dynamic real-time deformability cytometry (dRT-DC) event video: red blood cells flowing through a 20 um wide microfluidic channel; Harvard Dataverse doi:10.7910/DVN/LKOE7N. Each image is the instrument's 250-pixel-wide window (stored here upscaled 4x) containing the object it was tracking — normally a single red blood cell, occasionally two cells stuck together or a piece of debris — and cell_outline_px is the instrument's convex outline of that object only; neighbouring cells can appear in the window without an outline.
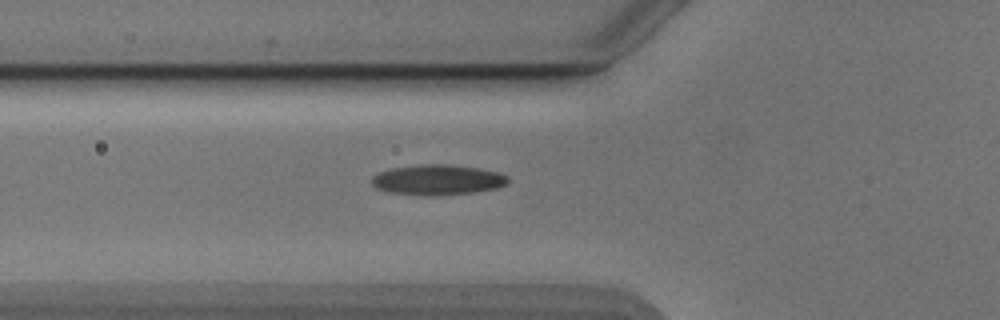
{"species": "Egyptian fruit bat (a non-hibernating species)", "species_latin": "Rousettus aegyptiacus", "temperature_condition": "cold", "stored_images_in_passage": 35, "camera_frame_rate_fps": 3000, "um_per_image_px": 0.085, "animal": {"sex": "male"}, "frame": {"image": 1, "passage_image": 2, "time_ms": 0.333, "image_size_px": [1000, 320], "cell_outline_px": [[508, 184], [496, 188], [472, 192], [388, 192], [376, 188], [372, 184], [372, 176], [380, 172], [392, 168], [420, 164], [452, 164], [480, 168], [500, 172], [508, 176]], "centroid_in_image_um": [37.25, 15.21], "position_along_channel_um": 88.5, "area_um2": 22.95}}
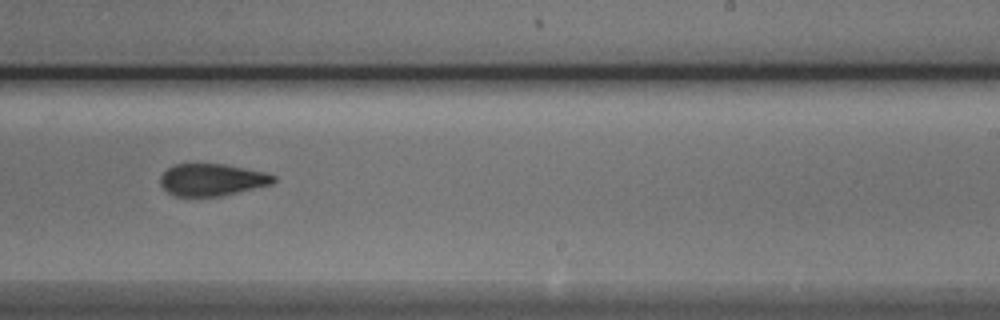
{"frame": {"image": 2, "passage_image": 16, "time_ms": 5.0, "image_size_px": [1000, 320], "cell_outline_px": [[276, 180], [272, 184], [220, 196], [176, 196], [168, 192], [160, 184], [160, 176], [168, 168], [176, 164], [224, 164], [268, 172], [276, 176]], "centroid_in_image_um": [18.05, 15.27], "position_along_channel_um": 271.0, "area_um2": 21.15}}
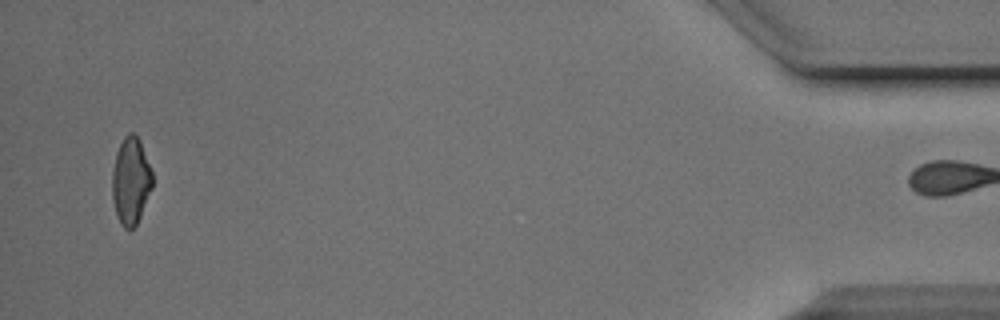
{"frame": {"image": 3, "passage_image": 34, "time_ms": 11.0, "image_size_px": [1000, 320], "cell_outline_px": [[152, 188], [140, 216], [136, 224], [132, 228], [124, 228], [120, 224], [116, 212], [112, 196], [112, 168], [116, 152], [124, 136], [128, 132], [132, 132], [140, 140], [152, 172]], "centroid_in_image_um": [11.11, 15.35], "position_along_channel_um": 424.1, "area_um2": 20.29}}